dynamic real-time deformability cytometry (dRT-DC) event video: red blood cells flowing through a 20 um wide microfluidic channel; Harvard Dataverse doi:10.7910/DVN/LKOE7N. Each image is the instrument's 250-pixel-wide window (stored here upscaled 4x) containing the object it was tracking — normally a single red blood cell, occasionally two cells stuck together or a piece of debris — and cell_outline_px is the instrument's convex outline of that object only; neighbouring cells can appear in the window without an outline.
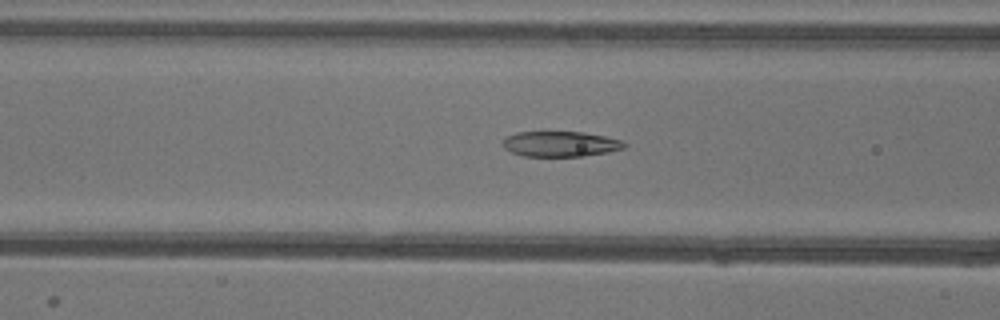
{"species": "common noctule bat (a hibernating species)", "species_latin": "Nyctalus noctula", "temperature_condition": "warm", "stored_images_in_passage": 49, "camera_frame_rate_fps": 3000, "um_per_image_px": 0.085, "animal": {"sex": "female"}, "frame": {"image": 1, "passage_image": 17, "time_ms": 5.333, "image_size_px": [1000, 320], "cell_outline_px": [[628, 144], [624, 148], [608, 152], [584, 156], [524, 156], [512, 152], [504, 148], [504, 140], [508, 136], [516, 132], [584, 132], [604, 136], [620, 140]], "centroid_in_image_um": [47.66, 12.24], "position_along_channel_um": 118.9, "area_um2": 17.8}}
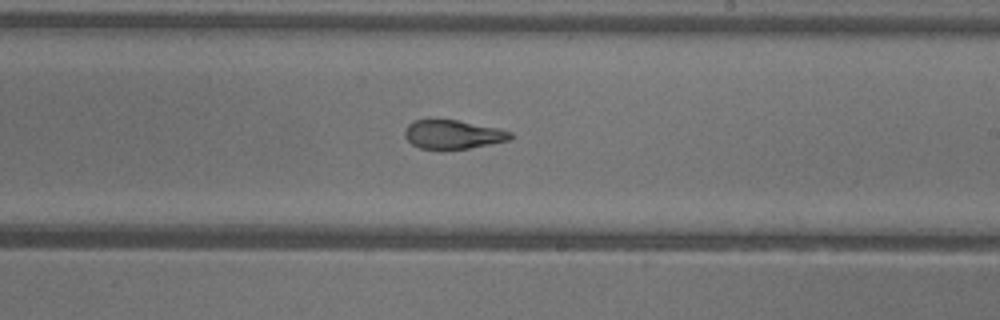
{"frame": {"image": 2, "passage_image": 27, "time_ms": 8.667, "image_size_px": [1000, 320], "cell_outline_px": [[516, 136], [508, 140], [468, 148], [440, 152], [420, 148], [412, 144], [404, 136], [404, 128], [412, 120], [456, 120], [500, 128], [512, 132]], "centroid_in_image_um": [38.47, 11.46], "position_along_channel_um": 250.5, "area_um2": 18.26}}
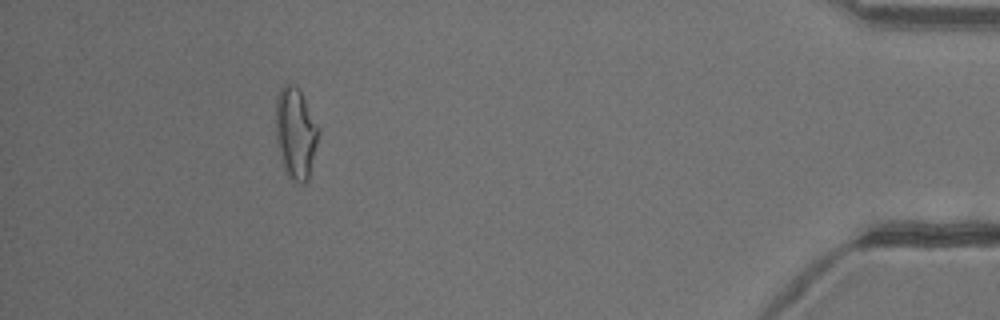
{"frame": {"image": 3, "passage_image": 44, "time_ms": 14.333, "image_size_px": [1000, 320], "cell_outline_px": [[320, 132], [308, 180], [304, 184], [300, 184], [292, 180], [288, 176], [284, 168], [276, 144], [276, 100], [280, 88], [284, 84], [292, 84], [300, 92], [320, 128]], "centroid_in_image_um": [25.13, 11.35], "position_along_channel_um": 410.1, "area_um2": 22.72}, "authors_computed_cell_mechanics": {"area_um2": 19.8832, "velocity_mm_per_s": 3.9458, "shape_relaxation_time_tau1_ms": 8.8742, "shape_relaxation_time_tau2_ms": 1.7953, "deformation_change_tau1": 0.2683, "deformation_change_tau2": 0.09}}